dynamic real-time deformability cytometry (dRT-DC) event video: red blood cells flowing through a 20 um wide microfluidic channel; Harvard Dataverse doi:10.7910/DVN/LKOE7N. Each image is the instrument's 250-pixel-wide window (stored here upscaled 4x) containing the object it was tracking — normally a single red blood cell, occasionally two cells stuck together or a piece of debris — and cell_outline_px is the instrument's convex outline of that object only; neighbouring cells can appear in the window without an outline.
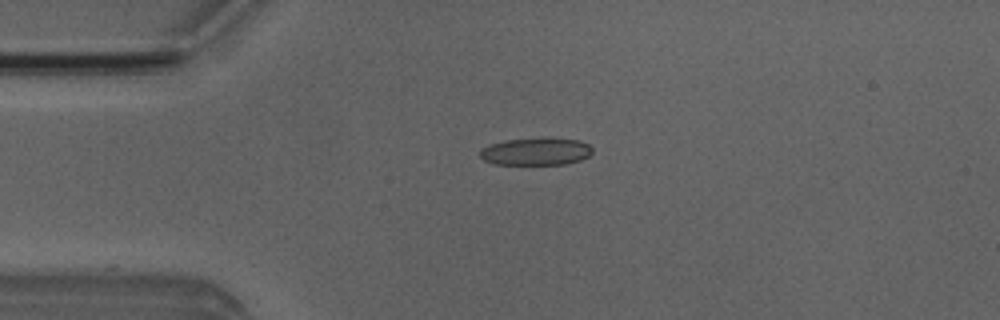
{"species": "Egyptian fruit bat (a non-hibernating species)", "species_latin": "Rousettus aegyptiacus", "temperature_condition": "room temperature", "stored_images_in_passage": 5, "camera_frame_rate_fps": 3000, "um_per_image_px": 0.085, "animal": {"sex": "male"}, "frame": {"image": 1, "passage_image": 4, "time_ms": 3.333, "image_size_px": [1000, 320], "cell_outline_px": [[592, 152], [588, 156], [580, 160], [564, 164], [492, 164], [484, 160], [480, 156], [480, 148], [488, 144], [504, 140], [548, 136], [552, 136], [580, 140], [588, 144], [592, 148]], "centroid_in_image_um": [45.55, 12.84], "position_along_channel_um": 39.5, "area_um2": 18.55}}